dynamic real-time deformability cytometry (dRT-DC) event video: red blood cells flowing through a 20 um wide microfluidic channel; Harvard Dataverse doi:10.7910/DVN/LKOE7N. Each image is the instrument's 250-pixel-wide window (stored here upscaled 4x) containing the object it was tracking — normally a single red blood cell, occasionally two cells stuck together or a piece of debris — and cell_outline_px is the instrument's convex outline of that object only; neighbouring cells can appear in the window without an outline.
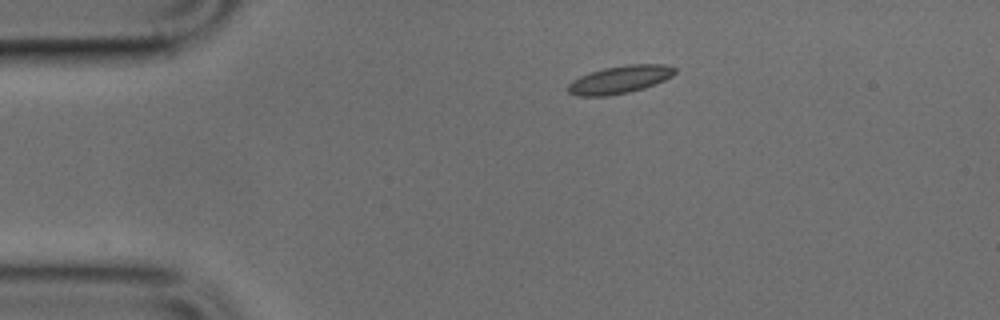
{"species": "common noctule bat (a hibernating species)", "species_latin": "Nyctalus noctula", "temperature_condition": "cold", "stored_images_in_passage": 41, "camera_frame_rate_fps": 3000, "um_per_image_px": 0.085, "animal": {"sex": "male", "body_mass_g": 17.9, "forearm_length_mm": 54.2}, "frame": {"image": 1, "passage_image": 1, "time_ms": 0.0, "image_size_px": [1000, 320], "cell_outline_px": [[676, 72], [672, 76], [664, 80], [644, 88], [628, 92], [608, 96], [580, 96], [568, 92], [568, 84], [572, 80], [580, 76], [604, 68], [628, 64], [664, 64], [676, 68]], "centroid_in_image_um": [52.69, 6.76], "position_along_channel_um": 32.3, "area_um2": 17.17}}
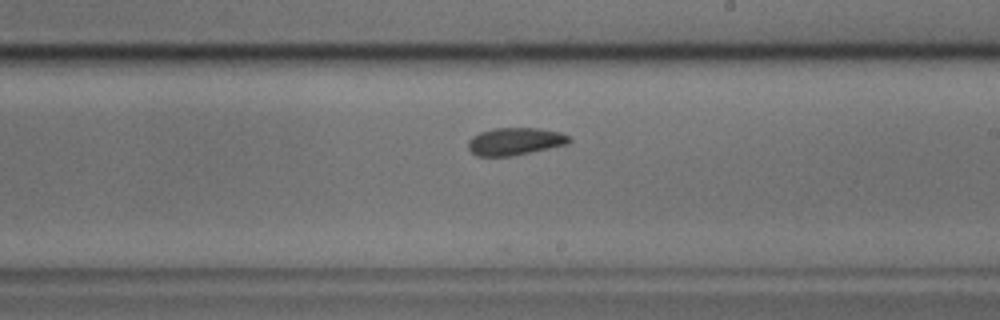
{"frame": {"image": 2, "passage_image": 20, "time_ms": 6.333, "image_size_px": [1000, 320], "cell_outline_px": [[572, 140], [568, 144], [512, 156], [476, 156], [468, 148], [468, 140], [472, 136], [480, 132], [492, 128], [540, 128], [560, 132], [572, 136]], "centroid_in_image_um": [43.8, 12.01], "position_along_channel_um": 245.2, "area_um2": 16.36}}
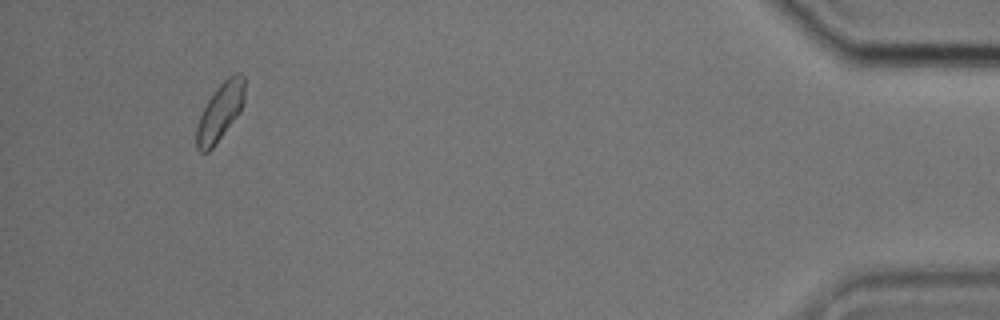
{"frame": {"image": 3, "passage_image": 38, "time_ms": 12.333, "image_size_px": [1000, 320], "cell_outline_px": [[244, 100], [240, 112], [212, 148], [208, 152], [200, 152], [196, 148], [196, 128], [200, 116], [208, 100], [216, 88], [228, 76], [236, 72], [244, 76]], "centroid_in_image_um": [18.7, 9.5], "position_along_channel_um": 416.5, "area_um2": 15.95}}